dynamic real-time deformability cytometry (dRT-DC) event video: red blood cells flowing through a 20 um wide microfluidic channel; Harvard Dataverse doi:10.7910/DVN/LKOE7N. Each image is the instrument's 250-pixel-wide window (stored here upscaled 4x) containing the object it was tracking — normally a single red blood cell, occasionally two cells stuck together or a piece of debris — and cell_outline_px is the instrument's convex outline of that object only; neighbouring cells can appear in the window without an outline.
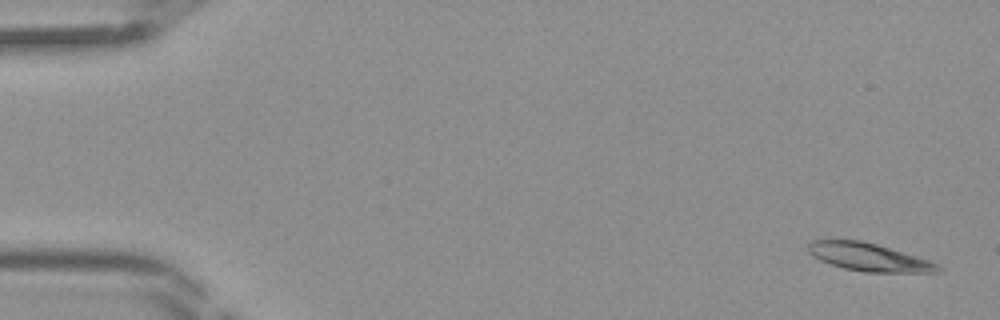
{"species": "Egyptian fruit bat (a non-hibernating species)", "species_latin": "Rousettus aegyptiacus", "temperature_condition": "room temperature", "stored_images_in_passage": 43, "camera_frame_rate_fps": 3000, "um_per_image_px": 0.085, "frame": {"image": 1, "passage_image": 1, "time_ms": 0.0, "image_size_px": [1000, 320], "cell_outline_px": [[944, 272], [864, 272], [844, 268], [820, 260], [812, 256], [808, 252], [808, 244], [812, 240], [860, 240], [876, 244], [928, 260], [944, 268]], "centroid_in_image_um": [73.84, 21.86], "position_along_channel_um": 11.2, "area_um2": 20.87}}
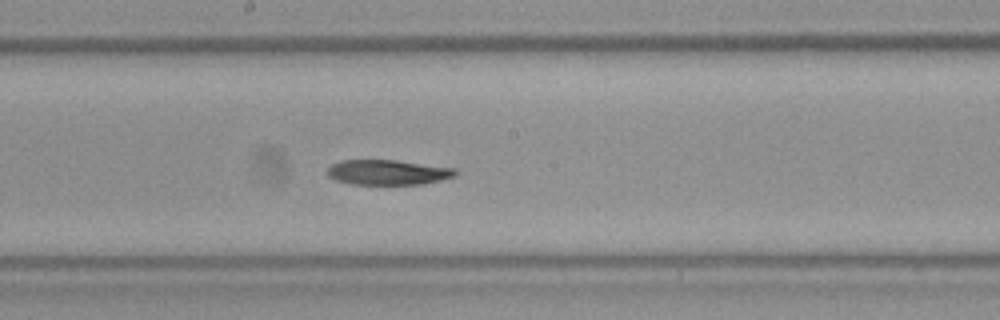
{"frame": {"image": 2, "passage_image": 23, "time_ms": 7.333, "image_size_px": [1000, 320], "cell_outline_px": [[456, 176], [424, 184], [352, 184], [336, 180], [328, 176], [328, 168], [332, 164], [340, 160], [396, 160], [456, 168]], "centroid_in_image_um": [32.98, 14.64], "position_along_channel_um": 215.2, "area_um2": 18.67}}
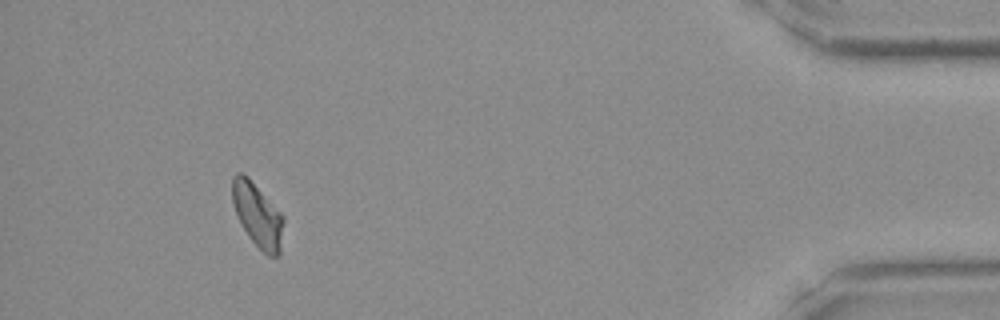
{"frame": {"image": 3, "passage_image": 40, "time_ms": 13.0, "image_size_px": [1000, 320], "cell_outline_px": [[284, 220], [280, 256], [268, 256], [252, 240], [240, 224], [232, 200], [232, 176], [236, 172], [244, 172], [248, 176], [284, 216]], "centroid_in_image_um": [21.89, 18.25], "position_along_channel_um": 413.3, "area_um2": 19.13}}